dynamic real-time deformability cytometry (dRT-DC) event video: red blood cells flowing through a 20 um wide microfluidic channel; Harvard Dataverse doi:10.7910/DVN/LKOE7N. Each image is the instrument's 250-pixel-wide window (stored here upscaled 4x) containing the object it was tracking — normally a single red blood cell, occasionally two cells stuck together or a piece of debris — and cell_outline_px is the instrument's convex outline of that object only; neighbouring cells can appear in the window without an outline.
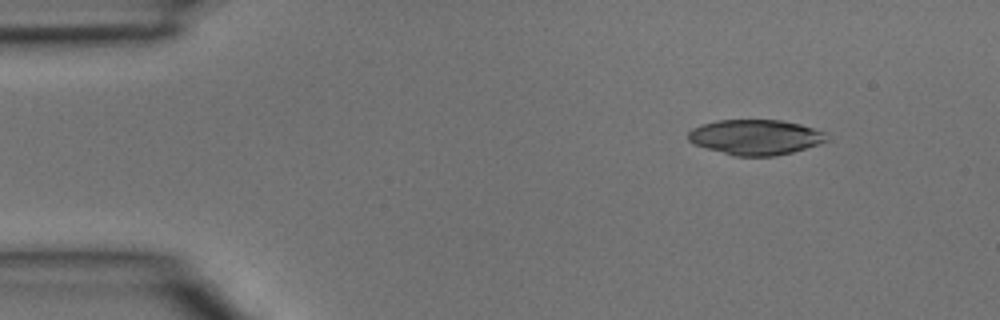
{"species": "common noctule bat (a hibernating species)", "species_latin": "Nyctalus noctula", "temperature_condition": "room temperature", "stored_images_in_passage": 3, "camera_frame_rate_fps": 3000, "um_per_image_px": 0.085, "animal": {"sex": "male", "body_mass_g": 15.6}, "frame": {"image": 1, "passage_image": 1, "time_ms": 0.0, "image_size_px": [1000, 320], "cell_outline_px": [[828, 140], [792, 152], [776, 156], [736, 156], [708, 148], [696, 144], [688, 140], [688, 132], [692, 128], [700, 124], [716, 120], [780, 120], [800, 124], [828, 132]], "centroid_in_image_um": [64.23, 11.64], "position_along_channel_um": 20.8, "area_um2": 28.32}}